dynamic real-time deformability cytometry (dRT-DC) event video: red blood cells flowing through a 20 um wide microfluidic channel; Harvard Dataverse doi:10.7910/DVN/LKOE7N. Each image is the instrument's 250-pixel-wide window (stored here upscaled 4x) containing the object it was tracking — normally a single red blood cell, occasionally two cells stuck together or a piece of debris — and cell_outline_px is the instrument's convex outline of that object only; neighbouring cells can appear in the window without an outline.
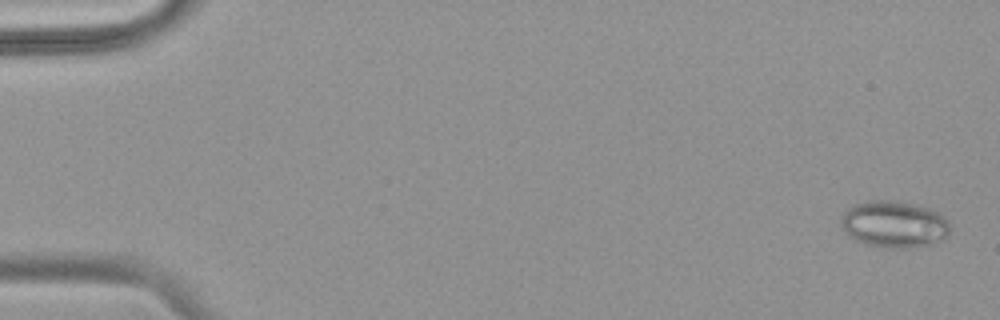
{"species": "common noctule bat (a hibernating species)", "species_latin": "Nyctalus noctula", "temperature_condition": "warm", "stored_images_in_passage": 54, "camera_frame_rate_fps": 3000, "um_per_image_px": 0.085, "animal": {"sex": "female", "body_mass_g": 18.4}, "frame": {"image": 1, "passage_image": 2, "time_ms": 0.333, "image_size_px": [1000, 320], "cell_outline_px": [[948, 232], [944, 240], [928, 244], [908, 248], [892, 248], [868, 244], [856, 240], [848, 236], [840, 224], [840, 220], [844, 212], [852, 204], [872, 200], [896, 200], [928, 208], [944, 216], [948, 220]], "centroid_in_image_um": [75.97, 19.05], "position_along_channel_um": 9.0, "area_um2": 29.59}}
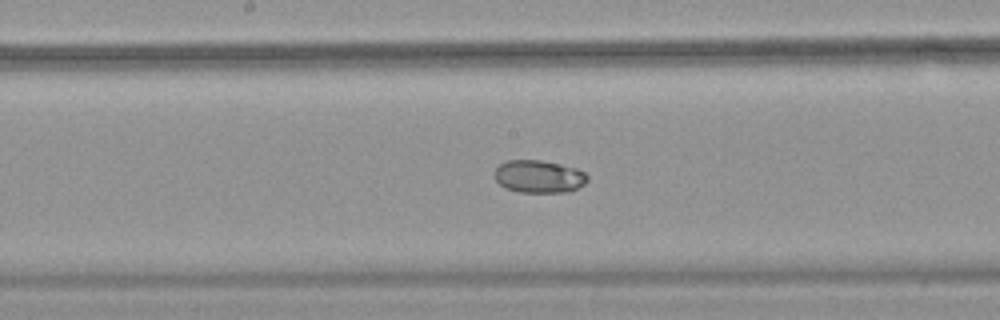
{"frame": {"image": 2, "passage_image": 29, "time_ms": 9.333, "image_size_px": [1000, 320], "cell_outline_px": [[588, 180], [584, 184], [568, 192], [520, 192], [504, 188], [496, 180], [496, 168], [500, 164], [508, 160], [540, 160], [560, 164], [576, 168], [584, 172], [588, 176]], "centroid_in_image_um": [45.82, 15.0], "position_along_channel_um": 202.4, "area_um2": 17.57}}
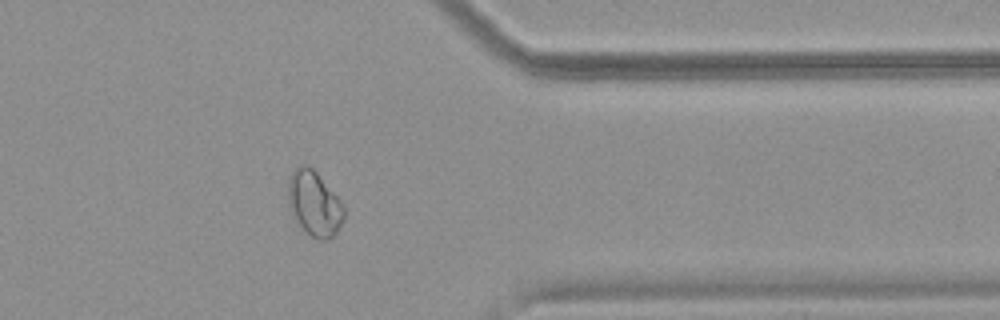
{"frame": {"image": 3, "passage_image": 44, "time_ms": 14.333, "image_size_px": [1000, 320], "cell_outline_px": [[344, 220], [336, 232], [328, 240], [320, 240], [312, 236], [296, 224], [288, 204], [288, 180], [292, 172], [300, 164], [308, 164], [316, 172], [340, 200], [344, 208]], "centroid_in_image_um": [26.69, 17.31], "position_along_channel_um": 384.7, "area_um2": 21.15}, "authors_computed_cell_mechanics": {"area_um2": 23.1778, "velocity_mm_per_s": 3.8284, "shape_relaxation_time_tau1_ms": null, "shape_relaxation_time_tau2_ms": 2.8253, "deformation_change_tau1": null, "deformation_change_tau2": 0.0341}}